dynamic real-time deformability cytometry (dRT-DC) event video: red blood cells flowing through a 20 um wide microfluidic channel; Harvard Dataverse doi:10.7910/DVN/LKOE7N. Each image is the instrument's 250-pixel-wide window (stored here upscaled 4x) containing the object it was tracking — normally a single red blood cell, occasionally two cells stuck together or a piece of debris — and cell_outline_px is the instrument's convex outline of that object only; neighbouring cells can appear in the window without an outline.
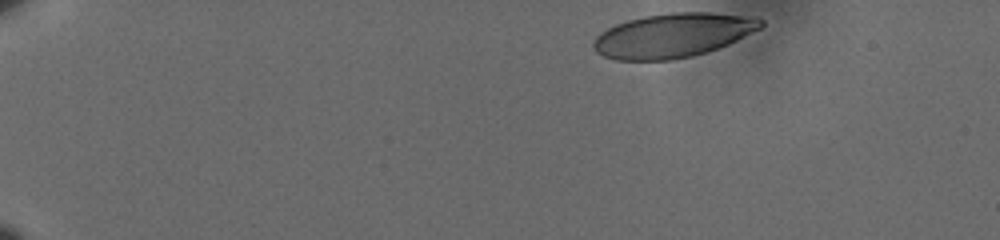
{"species": "human", "species_latin": "Homo sapiens", "temperature_condition": "cold", "stored_images_in_passage": 15, "camera_frame_rate_fps": 3000, "um_per_image_px": 0.085, "donor": {"sex": "male"}, "frame": {"image": 1, "passage_image": 1, "time_ms": 0.0, "image_size_px": [1000, 240], "cell_outline_px": [[764, 24], [760, 28], [728, 44], [692, 56], [672, 60], [616, 60], [604, 56], [596, 52], [592, 44], [592, 40], [600, 32], [616, 24], [628, 20], [644, 16], [672, 12], [712, 12], [756, 16], [764, 20]], "centroid_in_image_um": [57.2, 2.99], "position_along_channel_um": 27.8, "area_um2": 43.18}}
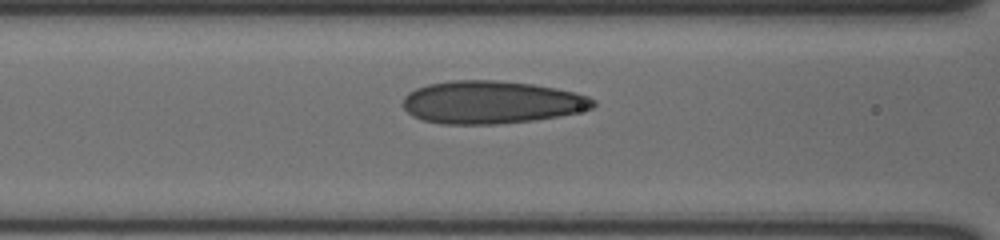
{"frame": {"image": 2, "passage_image": 11, "time_ms": 3.333, "image_size_px": [1000, 240], "cell_outline_px": [[596, 104], [592, 108], [576, 112], [556, 116], [532, 120], [496, 124], [440, 124], [424, 120], [412, 116], [404, 108], [404, 96], [408, 92], [416, 88], [428, 84], [452, 80], [496, 80], [532, 84], [556, 88], [588, 96], [596, 100]], "centroid_in_image_um": [41.74, 8.69], "position_along_channel_um": 124.9, "area_um2": 47.22}}
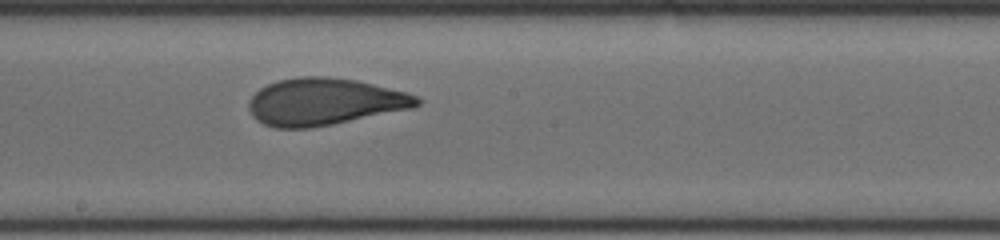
{"frame": {"image": 3, "passage_image": 15, "time_ms": 4.667, "image_size_px": [1000, 240], "cell_outline_px": [[420, 104], [412, 108], [332, 124], [308, 128], [276, 128], [264, 124], [256, 120], [252, 116], [248, 108], [248, 100], [260, 88], [268, 84], [280, 80], [300, 76], [328, 76], [356, 80], [408, 92], [416, 96], [420, 100]], "centroid_in_image_um": [27.55, 8.64], "position_along_channel_um": 220.7, "area_um2": 46.01}}